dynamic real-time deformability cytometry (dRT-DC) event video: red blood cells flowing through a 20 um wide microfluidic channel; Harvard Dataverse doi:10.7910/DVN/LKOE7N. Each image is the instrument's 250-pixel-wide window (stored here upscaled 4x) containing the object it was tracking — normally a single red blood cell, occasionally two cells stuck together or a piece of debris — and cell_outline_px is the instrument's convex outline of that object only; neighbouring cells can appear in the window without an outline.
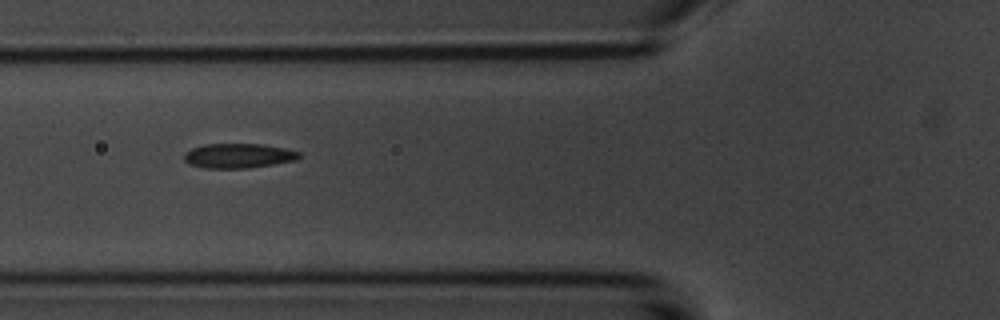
{"species": "common noctule bat (a hibernating species)", "species_latin": "Nyctalus noctula", "temperature_condition": "room temperature", "stored_images_in_passage": 10, "camera_frame_rate_fps": 3000, "um_per_image_px": 0.085, "animal": {"sex": "male", "body_mass_g": 20.1, "forearm_length_mm": 53.5}, "frame": {"image": 1, "passage_image": 5, "time_ms": 5.333, "image_size_px": [1000, 320], "cell_outline_px": [[300, 156], [296, 160], [248, 168], [204, 168], [188, 164], [184, 160], [184, 152], [192, 148], [204, 144], [264, 144], [284, 148], [300, 152]], "centroid_in_image_um": [20.23, 13.24], "position_along_channel_um": 105.6, "area_um2": 16.53}}
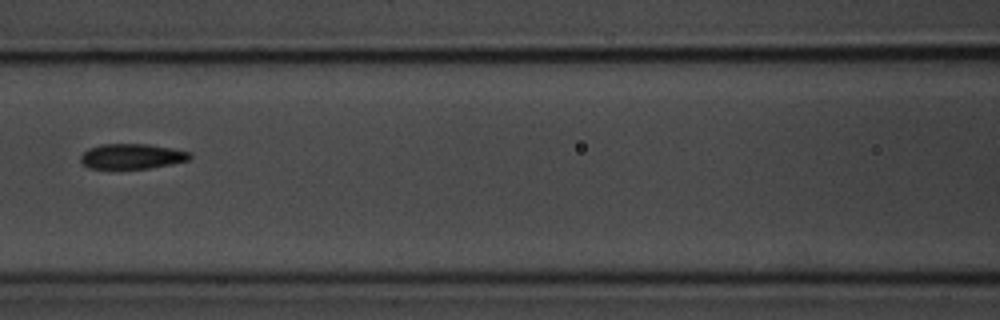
{"frame": {"image": 2, "passage_image": 6, "time_ms": 6.667, "image_size_px": [1000, 320], "cell_outline_px": [[192, 156], [188, 160], [172, 164], [148, 168], [88, 168], [80, 160], [80, 156], [88, 148], [100, 144], [148, 144], [172, 148], [192, 152]], "centroid_in_image_um": [11.23, 13.27], "position_along_channel_um": 155.4, "area_um2": 16.01}}
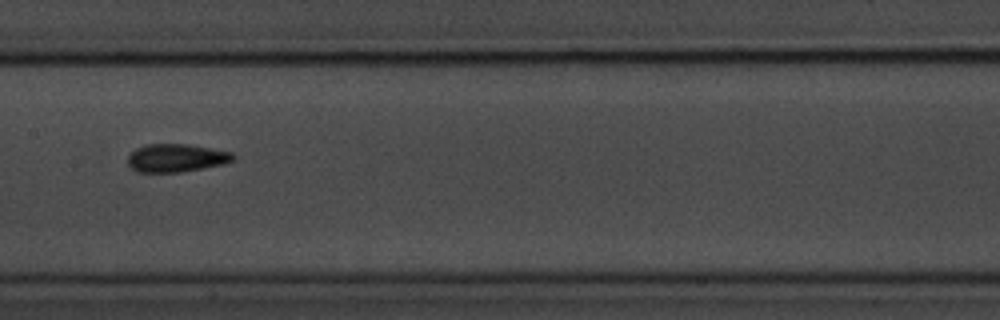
{"frame": {"image": 3, "passage_image": 7, "time_ms": 7.667, "image_size_px": [1000, 320], "cell_outline_px": [[236, 156], [232, 160], [224, 164], [180, 172], [136, 172], [128, 164], [128, 156], [136, 148], [148, 144], [188, 144], [232, 152]], "centroid_in_image_um": [14.97, 13.42], "position_along_channel_um": 192.4, "area_um2": 17.17}}